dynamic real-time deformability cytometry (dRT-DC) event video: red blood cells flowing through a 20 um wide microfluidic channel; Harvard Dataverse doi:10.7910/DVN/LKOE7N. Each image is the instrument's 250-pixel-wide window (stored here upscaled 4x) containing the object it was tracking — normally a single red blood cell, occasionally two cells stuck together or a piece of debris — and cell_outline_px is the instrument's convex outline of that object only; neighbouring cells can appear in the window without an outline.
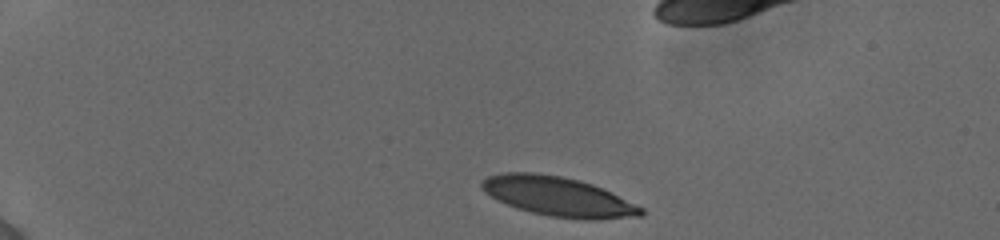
{"species": "human", "species_latin": "Homo sapiens", "temperature_condition": "cold", "stored_images_in_passage": 9, "camera_frame_rate_fps": 3000, "um_per_image_px": 0.085, "donor": {"sex": "female"}, "frame": {"image": 1, "passage_image": 1, "time_ms": 0.0, "image_size_px": [1000, 240], "cell_outline_px": [[644, 216], [596, 220], [584, 220], [552, 216], [532, 212], [516, 208], [496, 200], [484, 192], [480, 188], [480, 180], [488, 176], [504, 172], [536, 172], [560, 176], [580, 180], [592, 184], [644, 208]], "centroid_in_image_um": [47.4, 16.7], "position_along_channel_um": 37.6, "area_um2": 36.76}}
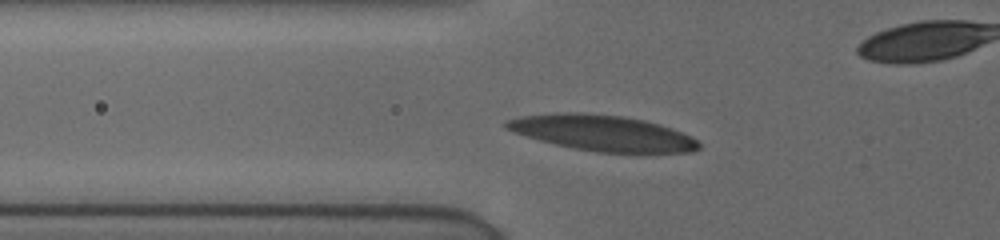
{"frame": {"image": 2, "passage_image": 6, "time_ms": 3.0, "image_size_px": [1000, 240], "cell_outline_px": [[700, 148], [692, 152], [596, 152], [572, 148], [540, 140], [504, 128], [504, 120], [520, 116], [564, 112], [580, 112], [624, 116], [644, 120], [660, 124], [672, 128], [696, 140], [700, 144]], "centroid_in_image_um": [51.18, 11.29], "position_along_channel_um": 74.6, "area_um2": 39.77}}
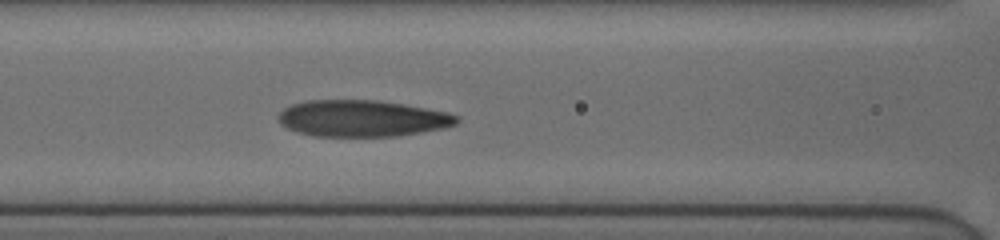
{"frame": {"image": 3, "passage_image": 9, "time_ms": 4.667, "image_size_px": [1000, 240], "cell_outline_px": [[460, 120], [456, 124], [444, 128], [396, 136], [312, 136], [296, 132], [280, 124], [280, 112], [284, 108], [292, 104], [308, 100], [380, 100], [448, 112], [456, 116]], "centroid_in_image_um": [30.78, 10.06], "position_along_channel_um": 135.8, "area_um2": 37.86}}